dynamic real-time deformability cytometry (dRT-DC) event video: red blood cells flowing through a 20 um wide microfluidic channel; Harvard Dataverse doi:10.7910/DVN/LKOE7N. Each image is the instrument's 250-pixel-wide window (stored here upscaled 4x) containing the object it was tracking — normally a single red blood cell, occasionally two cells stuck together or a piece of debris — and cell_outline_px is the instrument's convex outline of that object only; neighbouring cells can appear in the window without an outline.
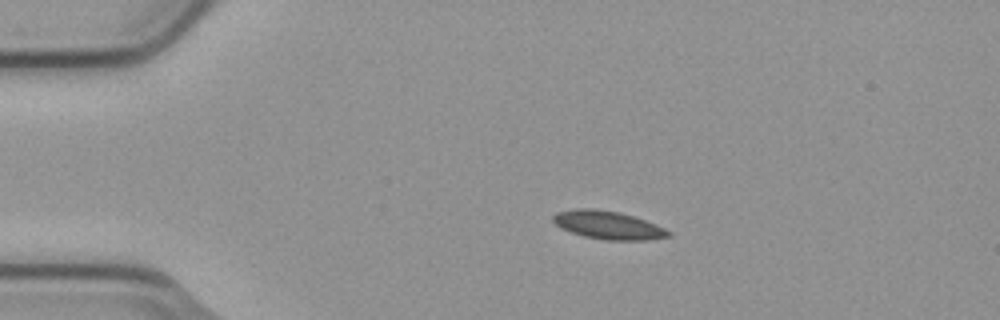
{"species": "common noctule bat (a hibernating species)", "species_latin": "Nyctalus noctula", "temperature_condition": "cold", "stored_images_in_passage": 3, "camera_frame_rate_fps": 3000, "um_per_image_px": 0.085, "animal": {"sex": "male", "body_mass_g": 23.1, "forearm_length_mm": 52.7}, "frame": {"image": 1, "passage_image": 1, "time_ms": 0.0, "image_size_px": [1000, 320], "cell_outline_px": [[672, 236], [648, 240], [608, 240], [584, 236], [560, 228], [552, 220], [552, 216], [556, 212], [576, 208], [592, 208], [620, 212], [656, 224], [672, 232]], "centroid_in_image_um": [51.69, 19.13], "position_along_channel_um": 33.3, "area_um2": 18.96}}
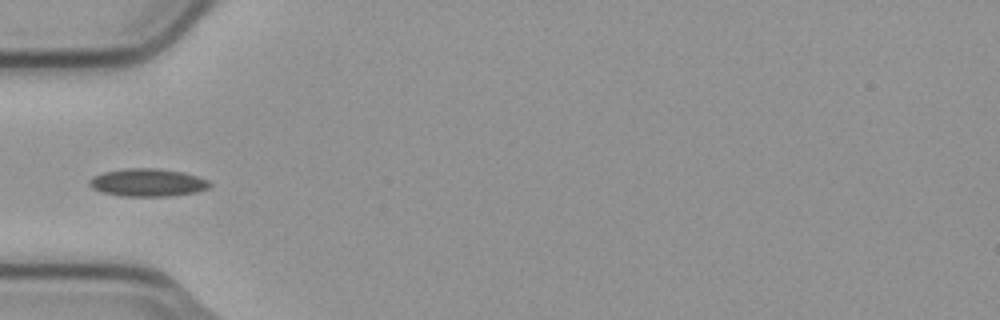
{"frame": {"image": 2, "passage_image": 3, "time_ms": 0.667, "image_size_px": [1000, 320], "cell_outline_px": [[212, 184], [208, 188], [196, 192], [168, 196], [120, 196], [100, 192], [92, 188], [88, 184], [88, 180], [92, 176], [104, 172], [124, 168], [160, 168], [184, 172], [208, 180]], "centroid_in_image_um": [12.51, 15.51], "position_along_channel_um": 72.5, "area_um2": 19.71}}